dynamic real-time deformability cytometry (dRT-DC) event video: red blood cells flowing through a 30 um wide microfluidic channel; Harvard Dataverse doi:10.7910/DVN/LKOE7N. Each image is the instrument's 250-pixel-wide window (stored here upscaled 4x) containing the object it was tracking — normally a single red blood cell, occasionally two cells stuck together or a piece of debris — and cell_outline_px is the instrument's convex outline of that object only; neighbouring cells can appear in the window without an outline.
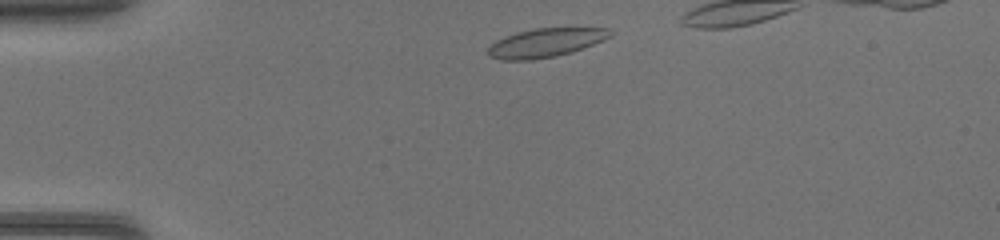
{"species": "common noctule bat (a hibernating species)", "species_latin": "Nyctalus noctula", "temperature_condition": "warm", "stored_images_in_passage": 32, "camera_frame_rate_fps": 3000, "um_per_image_px": 0.085, "animal": {"sex": "female", "body_mass_g": 17.0, "forearm_length_mm": 48.0}, "frame": {"image": 1, "passage_image": 2, "time_ms": 0.333, "image_size_px": [1000, 240], "cell_outline_px": [[612, 36], [604, 40], [572, 52], [556, 56], [532, 60], [500, 60], [488, 56], [488, 48], [496, 40], [504, 36], [516, 32], [536, 28], [608, 28], [612, 32]], "centroid_in_image_um": [46.36, 3.64], "position_along_channel_um": 38.6, "area_um2": 20.58}}
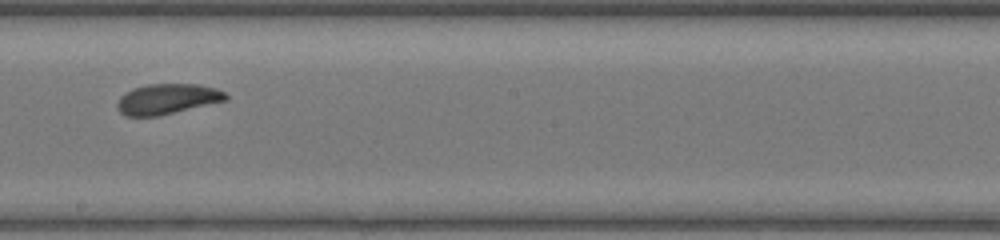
{"frame": {"image": 2, "passage_image": 18, "time_ms": 5.667, "image_size_px": [1000, 240], "cell_outline_px": [[228, 100], [156, 116], [124, 116], [116, 108], [116, 104], [120, 96], [132, 88], [148, 84], [196, 84], [216, 88], [224, 92], [228, 96]], "centroid_in_image_um": [14.18, 8.41], "position_along_channel_um": 234.0, "area_um2": 19.19}}
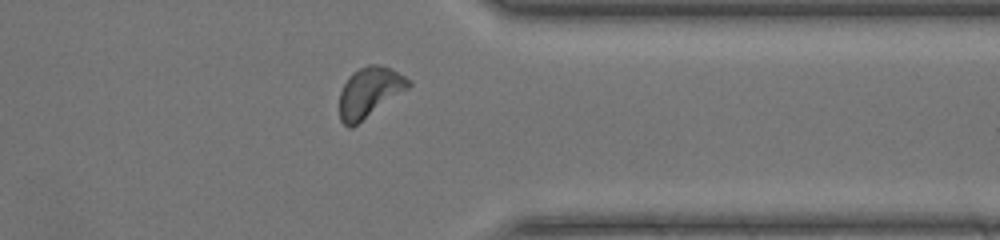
{"frame": {"image": 3, "passage_image": 28, "time_ms": 9.0, "image_size_px": [1000, 240], "cell_outline_px": [[412, 84], [408, 88], [352, 128], [348, 128], [340, 120], [340, 92], [348, 76], [352, 72], [368, 64], [376, 64], [388, 68], [412, 80]], "centroid_in_image_um": [31.39, 7.84], "position_along_channel_um": 380.0, "area_um2": 19.94}}